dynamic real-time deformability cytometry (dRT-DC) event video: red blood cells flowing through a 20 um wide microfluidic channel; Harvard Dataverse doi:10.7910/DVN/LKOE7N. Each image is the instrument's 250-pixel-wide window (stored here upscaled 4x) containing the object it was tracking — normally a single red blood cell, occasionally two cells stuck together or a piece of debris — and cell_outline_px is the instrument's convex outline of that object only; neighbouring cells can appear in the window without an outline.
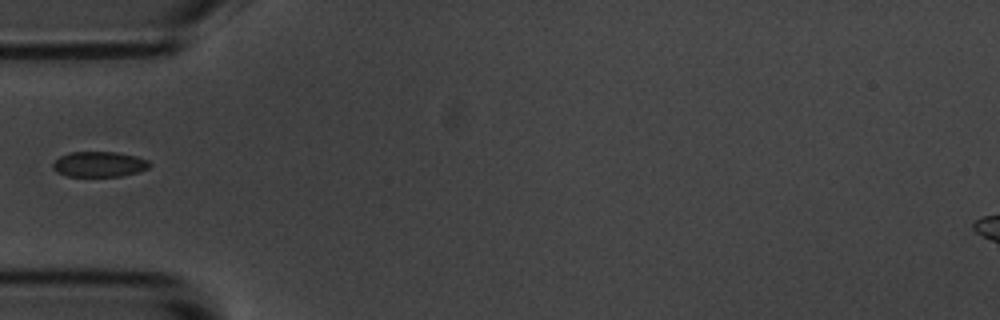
{"species": "common noctule bat (a hibernating species)", "species_latin": "Nyctalus noctula", "temperature_condition": "room temperature", "stored_images_in_passage": 1, "camera_frame_rate_fps": 3000, "um_per_image_px": 0.085, "animal": {"sex": "male", "body_mass_g": 20.1, "forearm_length_mm": 53.5}, "frame": {"image": 1, "passage_image": 1, "time_ms": 0.0, "image_size_px": [1000, 320], "cell_outline_px": [[152, 164], [148, 168], [140, 172], [120, 176], [68, 176], [56, 172], [52, 168], [52, 164], [60, 156], [68, 152], [116, 152], [136, 156], [148, 160]], "centroid_in_image_um": [8.44, 13.96], "position_along_channel_um": 76.6, "area_um2": 14.39}}